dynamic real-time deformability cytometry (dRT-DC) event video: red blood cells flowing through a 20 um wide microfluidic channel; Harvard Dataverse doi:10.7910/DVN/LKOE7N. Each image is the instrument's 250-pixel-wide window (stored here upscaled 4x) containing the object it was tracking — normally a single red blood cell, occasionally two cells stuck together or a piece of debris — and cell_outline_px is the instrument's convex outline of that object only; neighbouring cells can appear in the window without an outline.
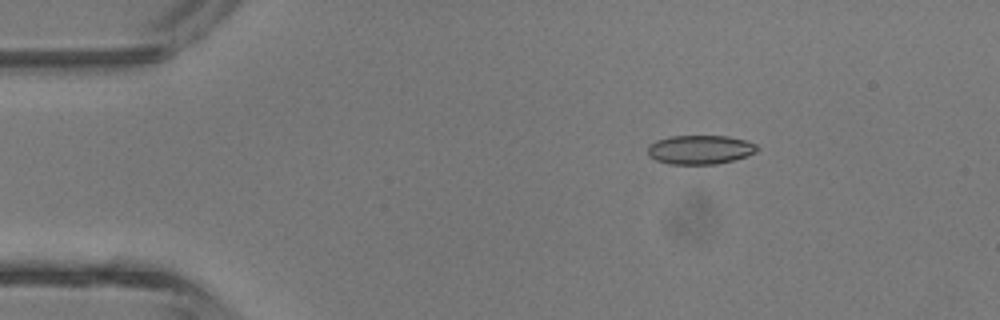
{"species": "common noctule bat (a hibernating species)", "species_latin": "Nyctalus noctula", "temperature_condition": "room temperature", "stored_images_in_passage": 4, "camera_frame_rate_fps": 3000, "um_per_image_px": 0.085, "animal": {"sex": "male", "body_mass_g": 13.3}, "frame": {"image": 1, "passage_image": 4, "time_ms": 3.333, "image_size_px": [1000, 320], "cell_outline_px": [[760, 148], [756, 152], [748, 156], [716, 164], [668, 164], [656, 160], [648, 156], [648, 144], [656, 140], [672, 136], [728, 136], [744, 140], [756, 144]], "centroid_in_image_um": [59.5, 12.72], "position_along_channel_um": 25.5, "area_um2": 18.61}}